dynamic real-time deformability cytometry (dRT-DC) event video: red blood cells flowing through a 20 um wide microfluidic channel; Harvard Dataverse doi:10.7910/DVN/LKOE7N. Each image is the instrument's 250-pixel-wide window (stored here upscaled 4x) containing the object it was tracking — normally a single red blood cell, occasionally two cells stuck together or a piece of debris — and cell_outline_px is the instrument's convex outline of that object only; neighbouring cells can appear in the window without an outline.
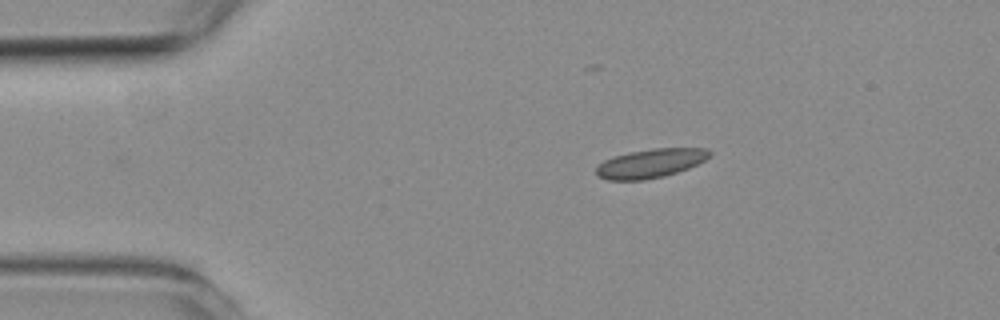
{"species": "common noctule bat (a hibernating species)", "species_latin": "Nyctalus noctula", "temperature_condition": "room temperature", "stored_images_in_passage": 6, "camera_frame_rate_fps": 3000, "um_per_image_px": 0.085, "animal": {"sex": "female", "body_mass_g": 19.3, "forearm_length_mm": 54.1}, "frame": {"image": 1, "passage_image": 6, "time_ms": 5.667, "image_size_px": [1000, 320], "cell_outline_px": [[712, 152], [704, 160], [688, 168], [664, 176], [644, 180], [608, 180], [596, 176], [596, 168], [604, 160], [628, 152], [652, 148], [708, 148]], "centroid_in_image_um": [55.28, 13.88], "position_along_channel_um": 29.7, "area_um2": 19.02}}